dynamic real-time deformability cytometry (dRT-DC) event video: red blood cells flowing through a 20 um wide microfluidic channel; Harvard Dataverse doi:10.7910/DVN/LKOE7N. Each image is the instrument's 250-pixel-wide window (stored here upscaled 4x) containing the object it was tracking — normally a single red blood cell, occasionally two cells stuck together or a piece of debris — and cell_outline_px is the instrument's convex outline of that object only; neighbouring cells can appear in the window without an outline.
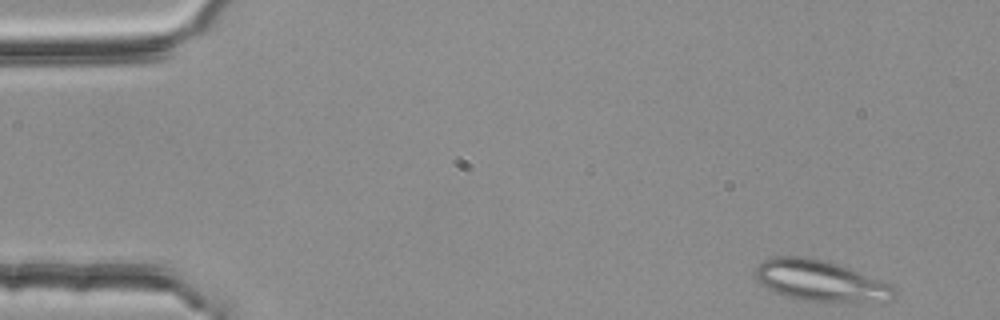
{"species": "common noctule bat (a hibernating species)", "species_latin": "Nyctalus noctula", "temperature_condition": "room temperature", "stored_images_in_passage": 12, "camera_frame_rate_fps": 3000, "um_per_image_px": 0.085, "animal": {"sex": "female", "body_mass_g": 25.1}, "frame": {"image": 1, "passage_image": 1, "time_ms": 0.0, "image_size_px": [1000, 320], "cell_outline_px": [[896, 296], [888, 300], [856, 304], [824, 304], [800, 300], [784, 296], [772, 292], [760, 284], [756, 280], [756, 264], [772, 256], [804, 256], [828, 260], [892, 284], [896, 292]], "centroid_in_image_um": [69.75, 23.91], "position_along_channel_um": 15.3, "area_um2": 34.68}}